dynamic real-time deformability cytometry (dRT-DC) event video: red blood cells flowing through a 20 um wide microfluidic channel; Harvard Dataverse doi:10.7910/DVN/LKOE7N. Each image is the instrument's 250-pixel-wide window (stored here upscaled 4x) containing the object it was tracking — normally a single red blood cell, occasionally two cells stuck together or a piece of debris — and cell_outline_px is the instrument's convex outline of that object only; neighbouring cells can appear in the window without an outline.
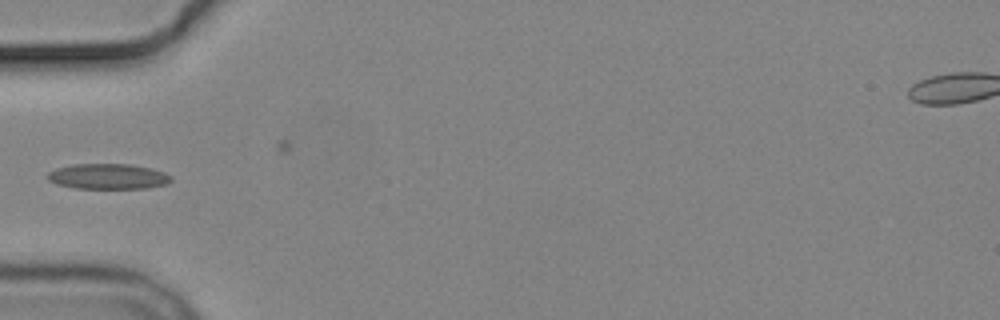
{"species": "common noctule bat (a hibernating species)", "species_latin": "Nyctalus noctula", "temperature_condition": "cold", "stored_images_in_passage": 8, "camera_frame_rate_fps": 3000, "um_per_image_px": 0.085, "animal": {"sex": "male", "body_mass_g": 19.2, "forearm_length_mm": 51.8}, "frame": {"image": 1, "passage_image": 5, "time_ms": 4.667, "image_size_px": [1000, 320], "cell_outline_px": [[172, 180], [164, 184], [148, 188], [72, 188], [56, 184], [48, 180], [44, 176], [48, 172], [56, 168], [72, 164], [132, 164], [152, 168], [164, 172], [172, 176]], "centroid_in_image_um": [9.14, 14.99], "position_along_channel_um": 75.9, "area_um2": 18.5}}
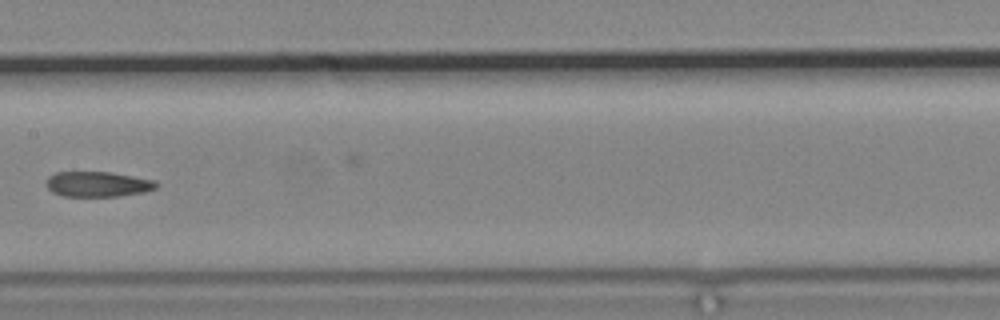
{"frame": {"image": 2, "passage_image": 8, "time_ms": 8.0, "image_size_px": [1000, 320], "cell_outline_px": [[160, 184], [156, 188], [144, 192], [120, 196], [64, 196], [52, 192], [44, 184], [44, 180], [48, 176], [56, 172], [108, 172], [156, 180]], "centroid_in_image_um": [8.29, 15.65], "position_along_channel_um": 199.1, "area_um2": 16.36}}